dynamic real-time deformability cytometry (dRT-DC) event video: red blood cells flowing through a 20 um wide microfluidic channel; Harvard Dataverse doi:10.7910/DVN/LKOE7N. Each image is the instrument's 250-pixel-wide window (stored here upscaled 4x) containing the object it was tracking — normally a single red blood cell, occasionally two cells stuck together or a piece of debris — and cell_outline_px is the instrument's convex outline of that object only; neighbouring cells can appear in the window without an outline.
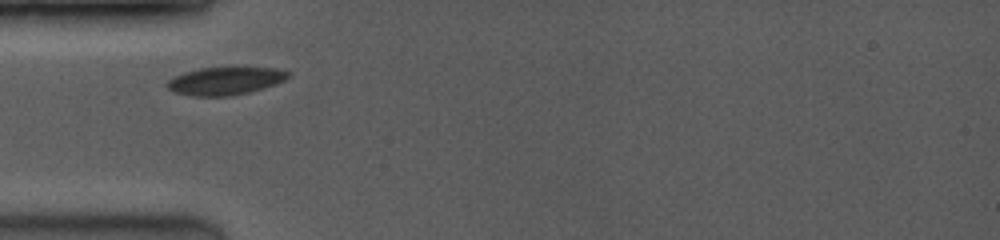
{"species": "common noctule bat (a hibernating species)", "species_latin": "Nyctalus noctula", "temperature_condition": "room temperature", "stored_images_in_passage": 2, "camera_frame_rate_fps": 3500, "um_per_image_px": 0.085, "animal": {"sex": "female", "body_mass_g": 19.0, "forearm_length_mm": 53.3}, "frame": {"image": 1, "passage_image": 1, "time_ms": 0.0, "image_size_px": [1000, 240], "cell_outline_px": [[288, 76], [284, 80], [276, 84], [252, 92], [232, 96], [192, 96], [176, 92], [168, 88], [164, 84], [168, 80], [184, 72], [200, 68], [276, 68], [288, 72]], "centroid_in_image_um": [19.13, 6.89], "position_along_channel_um": 65.9, "area_um2": 19.48}}